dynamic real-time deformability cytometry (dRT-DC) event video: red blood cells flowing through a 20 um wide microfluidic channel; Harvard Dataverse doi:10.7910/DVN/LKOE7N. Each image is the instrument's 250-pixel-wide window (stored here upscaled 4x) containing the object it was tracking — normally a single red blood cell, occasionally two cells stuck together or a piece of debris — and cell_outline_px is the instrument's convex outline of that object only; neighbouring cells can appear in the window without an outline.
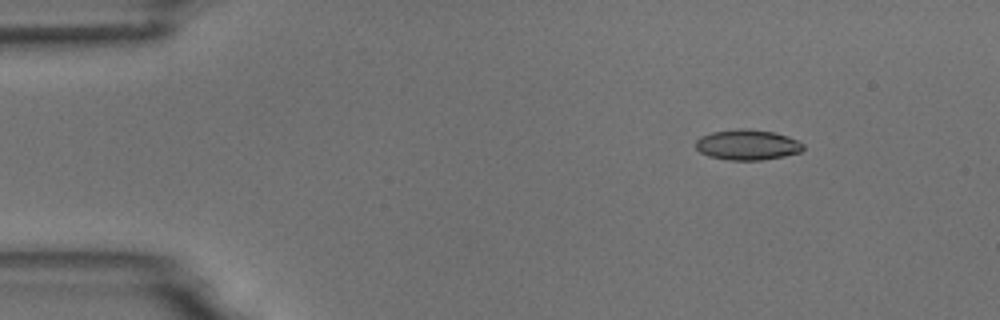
{"species": "common noctule bat (a hibernating species)", "species_latin": "Nyctalus noctula", "temperature_condition": "room temperature", "stored_images_in_passage": 4, "camera_frame_rate_fps": 3000, "um_per_image_px": 0.085, "animal": {"sex": "male", "body_mass_g": 18.8}, "frame": {"image": 1, "passage_image": 2, "time_ms": 1.0, "image_size_px": [1000, 320], "cell_outline_px": [[804, 148], [800, 152], [784, 156], [764, 160], [728, 160], [708, 156], [700, 152], [696, 148], [696, 140], [700, 136], [712, 132], [736, 128], [748, 128], [772, 132], [788, 136], [804, 144]], "centroid_in_image_um": [63.51, 12.3], "position_along_channel_um": 21.5, "area_um2": 19.19}}